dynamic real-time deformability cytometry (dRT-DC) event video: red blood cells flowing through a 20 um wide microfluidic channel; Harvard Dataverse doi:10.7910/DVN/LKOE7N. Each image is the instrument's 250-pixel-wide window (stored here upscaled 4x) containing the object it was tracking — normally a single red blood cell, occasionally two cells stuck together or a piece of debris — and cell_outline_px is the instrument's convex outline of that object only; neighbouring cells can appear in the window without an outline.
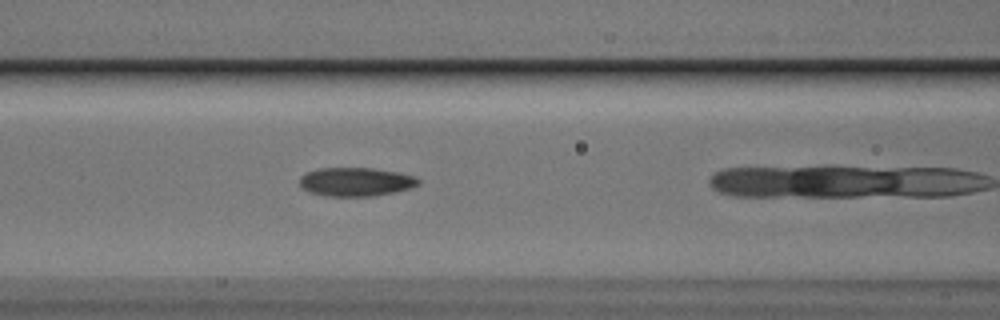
{"species": "Egyptian fruit bat (a non-hibernating species)", "species_latin": "Rousettus aegyptiacus", "temperature_condition": "cold", "stored_images_in_passage": 17, "camera_frame_rate_fps": 3000, "um_per_image_px": 0.085, "animal": {"sex": "male"}, "frame": {"image": 1, "passage_image": 10, "time_ms": 3.0, "image_size_px": [1000, 320], "cell_outline_px": [[420, 184], [412, 188], [396, 192], [372, 196], [328, 196], [308, 192], [300, 184], [300, 176], [308, 172], [320, 168], [372, 168], [396, 172], [416, 176], [420, 180]], "centroid_in_image_um": [30.29, 15.46], "position_along_channel_um": 136.3, "area_um2": 19.88}}
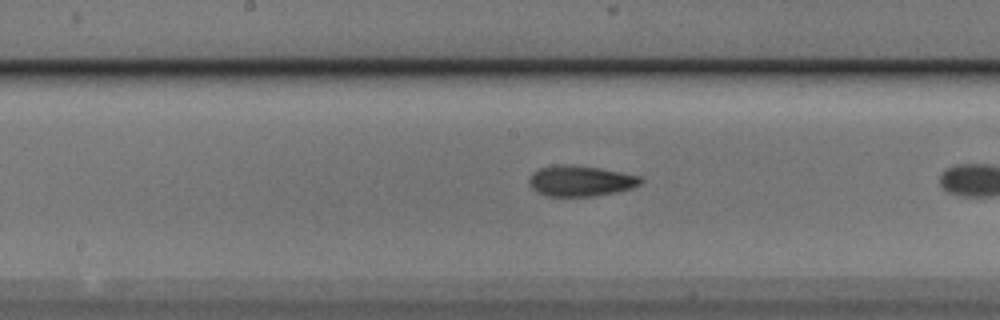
{"frame": {"image": 2, "passage_image": 15, "time_ms": 4.667, "image_size_px": [1000, 320], "cell_outline_px": [[644, 180], [640, 184], [632, 188], [616, 192], [592, 196], [548, 196], [536, 192], [528, 184], [528, 176], [532, 172], [540, 168], [564, 164], [568, 164], [600, 168], [640, 176]], "centroid_in_image_um": [49.31, 15.38], "position_along_channel_um": 198.9, "area_um2": 20.0}}